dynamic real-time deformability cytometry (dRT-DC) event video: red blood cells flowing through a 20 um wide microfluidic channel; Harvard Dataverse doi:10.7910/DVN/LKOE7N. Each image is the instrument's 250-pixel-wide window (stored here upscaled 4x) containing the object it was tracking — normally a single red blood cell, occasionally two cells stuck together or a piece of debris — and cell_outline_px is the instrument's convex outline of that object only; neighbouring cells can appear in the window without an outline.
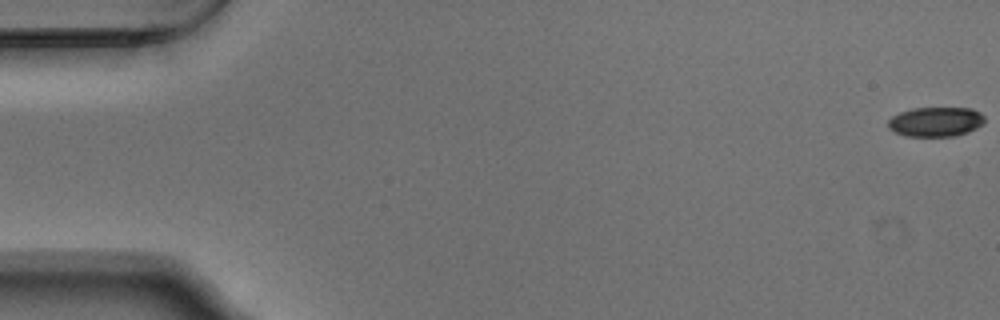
{"species": "Egyptian fruit bat (a non-hibernating species)", "species_latin": "Rousettus aegyptiacus", "temperature_condition": "warm", "stored_images_in_passage": 55, "camera_frame_rate_fps": 3000, "um_per_image_px": 0.085, "animal": {"sex": "male"}, "frame": {"image": 1, "passage_image": 1, "time_ms": 0.0, "image_size_px": [1000, 320], "cell_outline_px": [[984, 124], [968, 132], [956, 136], [904, 136], [888, 128], [888, 120], [892, 116], [900, 112], [912, 108], [972, 108], [980, 112], [984, 116]], "centroid_in_image_um": [79.54, 10.35], "position_along_channel_um": 5.5, "area_um2": 16.76}}
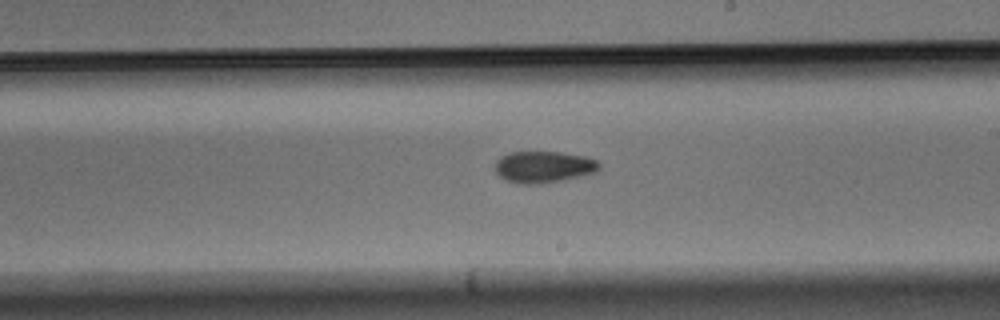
{"frame": {"image": 2, "passage_image": 32, "time_ms": 10.333, "image_size_px": [1000, 320], "cell_outline_px": [[600, 168], [596, 172], [564, 180], [536, 184], [520, 184], [504, 180], [496, 172], [496, 160], [500, 156], [508, 152], [560, 152], [588, 156], [596, 160], [600, 164]], "centroid_in_image_um": [46.21, 14.18], "position_along_channel_um": 242.8, "area_um2": 19.36}}
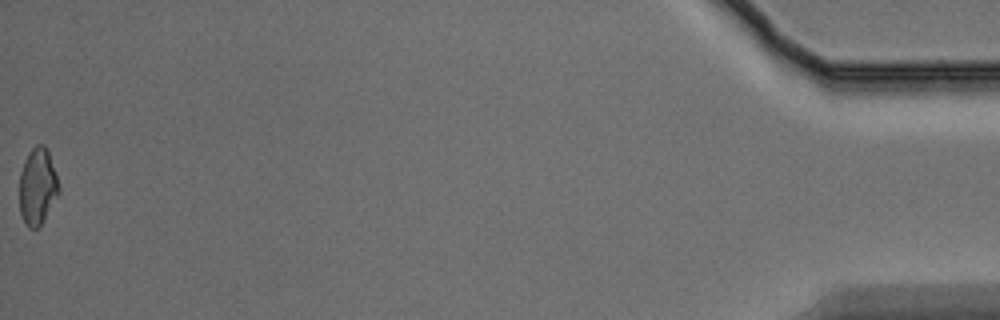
{"frame": {"image": 3, "passage_image": 55, "time_ms": 18.0, "image_size_px": [1000, 320], "cell_outline_px": [[60, 192], [40, 224], [36, 228], [28, 228], [20, 212], [20, 172], [24, 160], [28, 152], [36, 144], [44, 144], [48, 152], [56, 172], [60, 188]], "centroid_in_image_um": [3.19, 15.8], "position_along_channel_um": 432.0, "area_um2": 17.46}, "authors_computed_cell_mechanics": {"area_um2": 18.496, "velocity_mm_per_s": 3.7544, "shape_relaxation_time_tau1_ms": 4.5467, "shape_relaxation_time_tau2_ms": 4.9961, "deformation_change_tau1": 0.1078, "deformation_change_tau2": 0.0989}}